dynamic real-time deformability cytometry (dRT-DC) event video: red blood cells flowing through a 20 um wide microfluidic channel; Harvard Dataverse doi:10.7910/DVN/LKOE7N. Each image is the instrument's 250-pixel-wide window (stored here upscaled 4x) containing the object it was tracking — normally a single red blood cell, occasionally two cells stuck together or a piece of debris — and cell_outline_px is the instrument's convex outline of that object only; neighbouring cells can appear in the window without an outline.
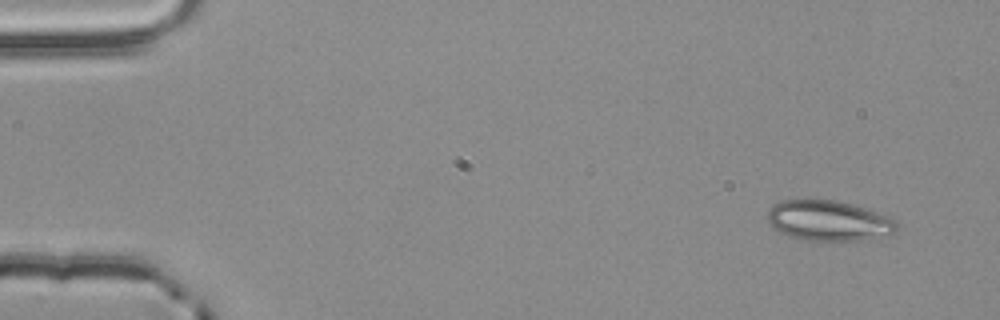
{"species": "common noctule bat (a hibernating species)", "species_latin": "Nyctalus noctula", "temperature_condition": "room temperature", "stored_images_in_passage": 3, "camera_frame_rate_fps": 3000, "um_per_image_px": 0.085, "animal": {"sex": "male", "body_mass_g": 20.4}, "frame": {"image": 1, "passage_image": 1, "time_ms": 0.0, "image_size_px": [1000, 320], "cell_outline_px": [[896, 228], [888, 236], [860, 240], [804, 240], [788, 236], [772, 228], [768, 224], [768, 212], [772, 204], [780, 200], [836, 200], [864, 208], [876, 212], [896, 220]], "centroid_in_image_um": [70.38, 18.76], "position_along_channel_um": 14.6, "area_um2": 30.23}}